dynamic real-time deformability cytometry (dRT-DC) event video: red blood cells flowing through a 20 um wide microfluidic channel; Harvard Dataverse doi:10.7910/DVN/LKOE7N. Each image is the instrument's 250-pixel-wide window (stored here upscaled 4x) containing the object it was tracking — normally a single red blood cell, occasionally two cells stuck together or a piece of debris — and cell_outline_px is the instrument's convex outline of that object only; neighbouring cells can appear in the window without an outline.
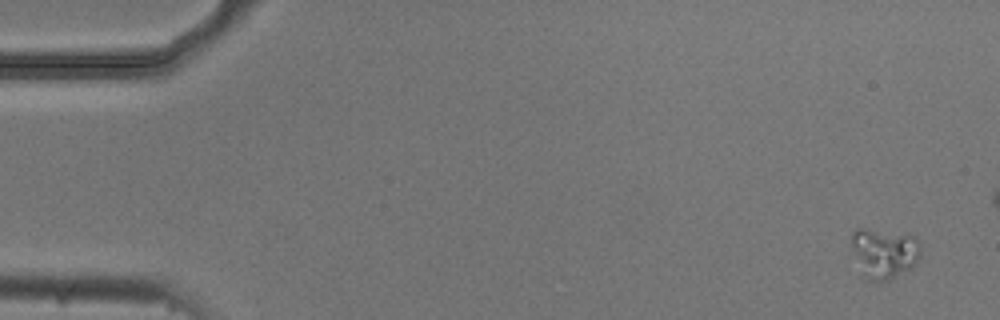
{"species": "common noctule bat (a hibernating species)", "species_latin": "Nyctalus noctula", "temperature_condition": "cold", "stored_images_in_passage": 5, "camera_frame_rate_fps": 3000, "um_per_image_px": 0.085, "animal": {"sex": "male", "body_mass_g": 20.5, "forearm_length_mm": 52.5}, "frame": {"image": 1, "passage_image": 1, "time_ms": 0.0, "image_size_px": [1000, 320], "cell_outline_px": [[920, 256], [916, 264], [912, 268], [884, 280], [868, 280], [864, 276], [856, 256], [852, 240], [852, 232], [856, 228], [864, 228], [904, 232], [916, 236], [920, 244]], "centroid_in_image_um": [75.22, 21.45], "position_along_channel_um": 9.8, "area_um2": 20.06}}